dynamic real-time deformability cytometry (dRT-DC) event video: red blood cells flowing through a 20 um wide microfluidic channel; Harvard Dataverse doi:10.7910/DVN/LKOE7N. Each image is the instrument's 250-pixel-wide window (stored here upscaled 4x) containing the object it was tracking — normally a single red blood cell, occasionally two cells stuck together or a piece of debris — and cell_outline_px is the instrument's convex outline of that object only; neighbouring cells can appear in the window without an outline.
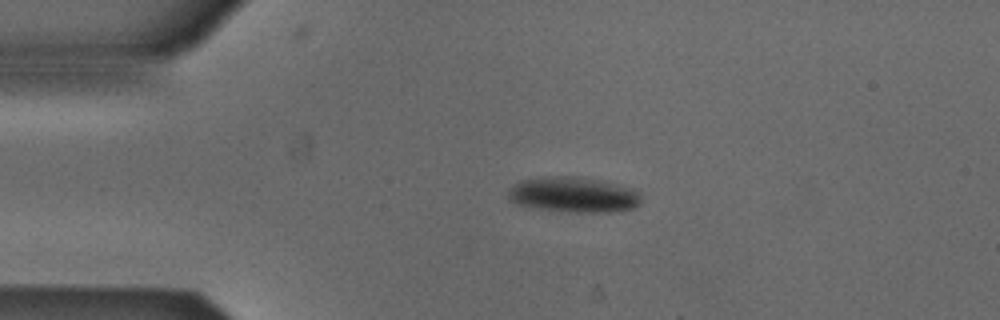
{"species": "Egyptian fruit bat (a non-hibernating species)", "species_latin": "Rousettus aegyptiacus", "temperature_condition": "cold", "stored_images_in_passage": 37, "camera_frame_rate_fps": 3000, "um_per_image_px": 0.085, "animal": {"sex": "male"}, "frame": {"image": 1, "passage_image": 1, "time_ms": 0.0, "image_size_px": [1000, 320], "cell_outline_px": [[640, 204], [632, 208], [620, 212], [576, 212], [540, 208], [516, 204], [508, 200], [508, 188], [512, 184], [520, 180], [540, 176], [576, 176], [604, 180], [632, 188], [640, 192]], "centroid_in_image_um": [48.74, 16.53], "position_along_channel_um": 36.3, "area_um2": 27.92}}
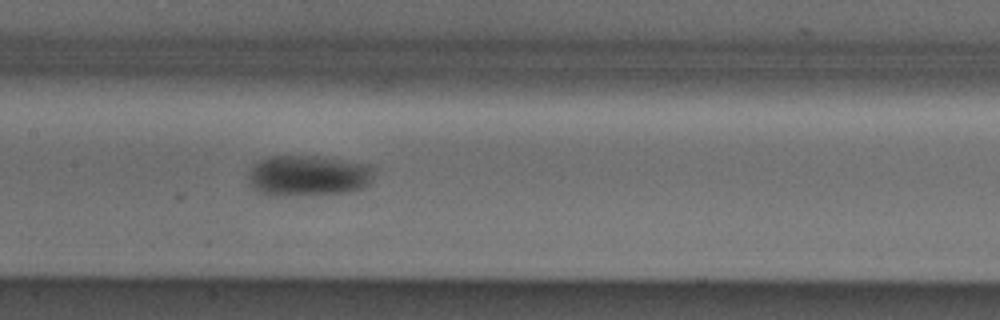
{"frame": {"image": 2, "passage_image": 15, "time_ms": 4.667, "image_size_px": [1000, 320], "cell_outline_px": [[372, 176], [368, 184], [360, 188], [344, 192], [288, 196], [268, 196], [260, 192], [248, 184], [248, 172], [252, 164], [268, 156], [320, 156], [372, 164]], "centroid_in_image_um": [26.13, 14.92], "position_along_channel_um": 181.3, "area_um2": 30.17}}
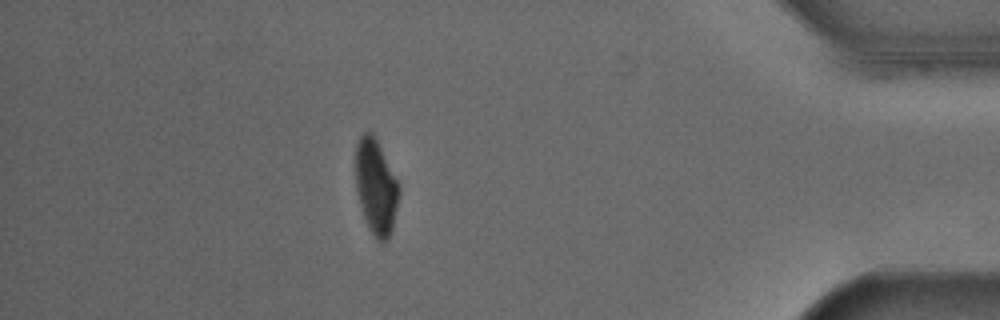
{"frame": {"image": 3, "passage_image": 36, "time_ms": 11.667, "image_size_px": [1000, 320], "cell_outline_px": [[400, 192], [392, 228], [388, 240], [384, 244], [380, 244], [368, 228], [360, 204], [356, 188], [356, 144], [360, 136], [364, 132], [372, 132], [400, 184]], "centroid_in_image_um": [31.97, 15.91], "position_along_channel_um": 403.2, "area_um2": 24.04}, "authors_computed_cell_mechanics": {"area_um2": 28.5532, "velocity_mm_per_s": 3.8545, "shape_relaxation_time_tau1_ms": 5.3911, "shape_relaxation_time_tau2_ms": null, "deformation_change_tau1": 0.1233, "deformation_change_tau2": null}}